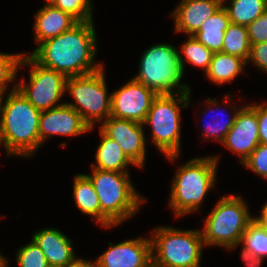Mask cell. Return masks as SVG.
Listing matches in <instances>:
<instances>
[{
  "label": "cell",
  "instance_id": "1",
  "mask_svg": "<svg viewBox=\"0 0 267 267\" xmlns=\"http://www.w3.org/2000/svg\"><path fill=\"white\" fill-rule=\"evenodd\" d=\"M93 21L78 22L70 30L40 43L29 55L41 66L66 77L100 70L96 63L97 36Z\"/></svg>",
  "mask_w": 267,
  "mask_h": 267
},
{
  "label": "cell",
  "instance_id": "2",
  "mask_svg": "<svg viewBox=\"0 0 267 267\" xmlns=\"http://www.w3.org/2000/svg\"><path fill=\"white\" fill-rule=\"evenodd\" d=\"M10 90L0 117L7 150L14 156L32 157L40 147L41 112L17 89V83Z\"/></svg>",
  "mask_w": 267,
  "mask_h": 267
},
{
  "label": "cell",
  "instance_id": "3",
  "mask_svg": "<svg viewBox=\"0 0 267 267\" xmlns=\"http://www.w3.org/2000/svg\"><path fill=\"white\" fill-rule=\"evenodd\" d=\"M219 156L192 158L181 165L172 180L169 207L175 217L197 212L216 181Z\"/></svg>",
  "mask_w": 267,
  "mask_h": 267
},
{
  "label": "cell",
  "instance_id": "4",
  "mask_svg": "<svg viewBox=\"0 0 267 267\" xmlns=\"http://www.w3.org/2000/svg\"><path fill=\"white\" fill-rule=\"evenodd\" d=\"M138 74L133 77L156 95L190 93L183 82L184 73L179 51L172 44L157 43L146 49L139 61ZM176 88V89H175Z\"/></svg>",
  "mask_w": 267,
  "mask_h": 267
},
{
  "label": "cell",
  "instance_id": "5",
  "mask_svg": "<svg viewBox=\"0 0 267 267\" xmlns=\"http://www.w3.org/2000/svg\"><path fill=\"white\" fill-rule=\"evenodd\" d=\"M254 219L241 196L225 195L216 202L200 229L205 246L232 250L240 245L242 235Z\"/></svg>",
  "mask_w": 267,
  "mask_h": 267
},
{
  "label": "cell",
  "instance_id": "6",
  "mask_svg": "<svg viewBox=\"0 0 267 267\" xmlns=\"http://www.w3.org/2000/svg\"><path fill=\"white\" fill-rule=\"evenodd\" d=\"M85 175L95 188L101 212L116 226L135 215L146 201L131 183L129 173L92 168V174Z\"/></svg>",
  "mask_w": 267,
  "mask_h": 267
},
{
  "label": "cell",
  "instance_id": "7",
  "mask_svg": "<svg viewBox=\"0 0 267 267\" xmlns=\"http://www.w3.org/2000/svg\"><path fill=\"white\" fill-rule=\"evenodd\" d=\"M190 93L157 95L152 101L144 125H150L152 142L173 162L181 153V108L190 103Z\"/></svg>",
  "mask_w": 267,
  "mask_h": 267
},
{
  "label": "cell",
  "instance_id": "8",
  "mask_svg": "<svg viewBox=\"0 0 267 267\" xmlns=\"http://www.w3.org/2000/svg\"><path fill=\"white\" fill-rule=\"evenodd\" d=\"M151 233L152 260L164 267H200L204 241L200 230L160 226Z\"/></svg>",
  "mask_w": 267,
  "mask_h": 267
},
{
  "label": "cell",
  "instance_id": "9",
  "mask_svg": "<svg viewBox=\"0 0 267 267\" xmlns=\"http://www.w3.org/2000/svg\"><path fill=\"white\" fill-rule=\"evenodd\" d=\"M104 68L66 79L65 92H69L75 103H65L74 108L90 128L111 116L112 95L107 94Z\"/></svg>",
  "mask_w": 267,
  "mask_h": 267
},
{
  "label": "cell",
  "instance_id": "10",
  "mask_svg": "<svg viewBox=\"0 0 267 267\" xmlns=\"http://www.w3.org/2000/svg\"><path fill=\"white\" fill-rule=\"evenodd\" d=\"M24 53L19 67L31 66L29 82H17V89L40 112L59 107L66 90L67 77L55 70L41 66L29 54ZM59 103V104H58Z\"/></svg>",
  "mask_w": 267,
  "mask_h": 267
},
{
  "label": "cell",
  "instance_id": "11",
  "mask_svg": "<svg viewBox=\"0 0 267 267\" xmlns=\"http://www.w3.org/2000/svg\"><path fill=\"white\" fill-rule=\"evenodd\" d=\"M111 116L144 123L152 101L157 96L134 78L111 93Z\"/></svg>",
  "mask_w": 267,
  "mask_h": 267
},
{
  "label": "cell",
  "instance_id": "12",
  "mask_svg": "<svg viewBox=\"0 0 267 267\" xmlns=\"http://www.w3.org/2000/svg\"><path fill=\"white\" fill-rule=\"evenodd\" d=\"M144 124L132 120L109 116L101 123L99 129L109 138L115 140L124 154L142 168L146 161V140Z\"/></svg>",
  "mask_w": 267,
  "mask_h": 267
},
{
  "label": "cell",
  "instance_id": "13",
  "mask_svg": "<svg viewBox=\"0 0 267 267\" xmlns=\"http://www.w3.org/2000/svg\"><path fill=\"white\" fill-rule=\"evenodd\" d=\"M221 144L234 154H238L241 163L257 148L260 140L254 103L239 109L233 126Z\"/></svg>",
  "mask_w": 267,
  "mask_h": 267
},
{
  "label": "cell",
  "instance_id": "14",
  "mask_svg": "<svg viewBox=\"0 0 267 267\" xmlns=\"http://www.w3.org/2000/svg\"><path fill=\"white\" fill-rule=\"evenodd\" d=\"M93 127L83 120L82 116L66 103L46 111H41L39 119L40 147L52 136H79L90 132Z\"/></svg>",
  "mask_w": 267,
  "mask_h": 267
},
{
  "label": "cell",
  "instance_id": "15",
  "mask_svg": "<svg viewBox=\"0 0 267 267\" xmlns=\"http://www.w3.org/2000/svg\"><path fill=\"white\" fill-rule=\"evenodd\" d=\"M109 248L96 259L98 267H147L152 261L151 237H138Z\"/></svg>",
  "mask_w": 267,
  "mask_h": 267
},
{
  "label": "cell",
  "instance_id": "16",
  "mask_svg": "<svg viewBox=\"0 0 267 267\" xmlns=\"http://www.w3.org/2000/svg\"><path fill=\"white\" fill-rule=\"evenodd\" d=\"M222 5V0H181L171 16L175 32L193 36Z\"/></svg>",
  "mask_w": 267,
  "mask_h": 267
},
{
  "label": "cell",
  "instance_id": "17",
  "mask_svg": "<svg viewBox=\"0 0 267 267\" xmlns=\"http://www.w3.org/2000/svg\"><path fill=\"white\" fill-rule=\"evenodd\" d=\"M49 266L68 267L75 259L72 240L57 228H45L32 235Z\"/></svg>",
  "mask_w": 267,
  "mask_h": 267
},
{
  "label": "cell",
  "instance_id": "18",
  "mask_svg": "<svg viewBox=\"0 0 267 267\" xmlns=\"http://www.w3.org/2000/svg\"><path fill=\"white\" fill-rule=\"evenodd\" d=\"M34 16V39L38 45L70 30L78 23L74 17L54 5L45 4Z\"/></svg>",
  "mask_w": 267,
  "mask_h": 267
},
{
  "label": "cell",
  "instance_id": "19",
  "mask_svg": "<svg viewBox=\"0 0 267 267\" xmlns=\"http://www.w3.org/2000/svg\"><path fill=\"white\" fill-rule=\"evenodd\" d=\"M73 197L76 207L85 215H90L96 224L104 228L115 225L101 212L100 202L95 188L85 174H77L73 180Z\"/></svg>",
  "mask_w": 267,
  "mask_h": 267
},
{
  "label": "cell",
  "instance_id": "20",
  "mask_svg": "<svg viewBox=\"0 0 267 267\" xmlns=\"http://www.w3.org/2000/svg\"><path fill=\"white\" fill-rule=\"evenodd\" d=\"M101 141L95 153V162L92 168L105 171L128 173V166L135 165L123 152L119 144L106 136L99 129Z\"/></svg>",
  "mask_w": 267,
  "mask_h": 267
},
{
  "label": "cell",
  "instance_id": "21",
  "mask_svg": "<svg viewBox=\"0 0 267 267\" xmlns=\"http://www.w3.org/2000/svg\"><path fill=\"white\" fill-rule=\"evenodd\" d=\"M229 24L228 13L223 5H221L193 36L209 50L221 52L225 30Z\"/></svg>",
  "mask_w": 267,
  "mask_h": 267
},
{
  "label": "cell",
  "instance_id": "22",
  "mask_svg": "<svg viewBox=\"0 0 267 267\" xmlns=\"http://www.w3.org/2000/svg\"><path fill=\"white\" fill-rule=\"evenodd\" d=\"M245 66L247 61L239 56L214 52L205 75L209 81L221 86L235 80L241 72H244Z\"/></svg>",
  "mask_w": 267,
  "mask_h": 267
},
{
  "label": "cell",
  "instance_id": "23",
  "mask_svg": "<svg viewBox=\"0 0 267 267\" xmlns=\"http://www.w3.org/2000/svg\"><path fill=\"white\" fill-rule=\"evenodd\" d=\"M222 5L226 9L230 23L247 27L267 10V0H230V6Z\"/></svg>",
  "mask_w": 267,
  "mask_h": 267
},
{
  "label": "cell",
  "instance_id": "24",
  "mask_svg": "<svg viewBox=\"0 0 267 267\" xmlns=\"http://www.w3.org/2000/svg\"><path fill=\"white\" fill-rule=\"evenodd\" d=\"M251 44L245 26L230 23L225 30L222 53L239 56L248 62Z\"/></svg>",
  "mask_w": 267,
  "mask_h": 267
},
{
  "label": "cell",
  "instance_id": "25",
  "mask_svg": "<svg viewBox=\"0 0 267 267\" xmlns=\"http://www.w3.org/2000/svg\"><path fill=\"white\" fill-rule=\"evenodd\" d=\"M180 51L182 54L179 52V59L184 74L185 61L195 67L203 68L204 72H207L214 52L206 48L194 36L189 35V38L181 45Z\"/></svg>",
  "mask_w": 267,
  "mask_h": 267
},
{
  "label": "cell",
  "instance_id": "26",
  "mask_svg": "<svg viewBox=\"0 0 267 267\" xmlns=\"http://www.w3.org/2000/svg\"><path fill=\"white\" fill-rule=\"evenodd\" d=\"M206 101H207L206 103L208 104L207 105L208 106V112L212 111V109H214V108L217 110L219 109L218 103H220V102L217 101L216 99L208 98ZM213 106H214V108H213ZM231 108H232L231 109L232 111H234V110L235 111L231 113L232 114L231 116L228 115L229 117L227 116V120H225L224 122L220 118L219 119L221 120V122H219L220 120H218L215 116L213 119L214 122L212 121L211 124L209 122L204 124L205 129L201 135L204 139H209V137H210V139L212 138L213 140H217L220 143H222L225 140V137H226L228 131L233 126L235 119H236V116H237V113L241 107L237 108L236 105H233V107H231ZM218 115H220V114H218Z\"/></svg>",
  "mask_w": 267,
  "mask_h": 267
},
{
  "label": "cell",
  "instance_id": "27",
  "mask_svg": "<svg viewBox=\"0 0 267 267\" xmlns=\"http://www.w3.org/2000/svg\"><path fill=\"white\" fill-rule=\"evenodd\" d=\"M250 250L254 255L267 257V230L253 219L242 235L240 244Z\"/></svg>",
  "mask_w": 267,
  "mask_h": 267
},
{
  "label": "cell",
  "instance_id": "28",
  "mask_svg": "<svg viewBox=\"0 0 267 267\" xmlns=\"http://www.w3.org/2000/svg\"><path fill=\"white\" fill-rule=\"evenodd\" d=\"M24 53H1L0 52V90H8V83L17 79V72Z\"/></svg>",
  "mask_w": 267,
  "mask_h": 267
},
{
  "label": "cell",
  "instance_id": "29",
  "mask_svg": "<svg viewBox=\"0 0 267 267\" xmlns=\"http://www.w3.org/2000/svg\"><path fill=\"white\" fill-rule=\"evenodd\" d=\"M92 0H55L52 4L70 14L78 22L93 21Z\"/></svg>",
  "mask_w": 267,
  "mask_h": 267
},
{
  "label": "cell",
  "instance_id": "30",
  "mask_svg": "<svg viewBox=\"0 0 267 267\" xmlns=\"http://www.w3.org/2000/svg\"><path fill=\"white\" fill-rule=\"evenodd\" d=\"M16 262L19 267H49L44 253L33 240L18 249Z\"/></svg>",
  "mask_w": 267,
  "mask_h": 267
},
{
  "label": "cell",
  "instance_id": "31",
  "mask_svg": "<svg viewBox=\"0 0 267 267\" xmlns=\"http://www.w3.org/2000/svg\"><path fill=\"white\" fill-rule=\"evenodd\" d=\"M242 164L254 174L267 180V144L260 143Z\"/></svg>",
  "mask_w": 267,
  "mask_h": 267
},
{
  "label": "cell",
  "instance_id": "32",
  "mask_svg": "<svg viewBox=\"0 0 267 267\" xmlns=\"http://www.w3.org/2000/svg\"><path fill=\"white\" fill-rule=\"evenodd\" d=\"M246 28L251 45L267 42V10Z\"/></svg>",
  "mask_w": 267,
  "mask_h": 267
},
{
  "label": "cell",
  "instance_id": "33",
  "mask_svg": "<svg viewBox=\"0 0 267 267\" xmlns=\"http://www.w3.org/2000/svg\"><path fill=\"white\" fill-rule=\"evenodd\" d=\"M253 63L259 70L267 73V42L252 44L248 62Z\"/></svg>",
  "mask_w": 267,
  "mask_h": 267
},
{
  "label": "cell",
  "instance_id": "34",
  "mask_svg": "<svg viewBox=\"0 0 267 267\" xmlns=\"http://www.w3.org/2000/svg\"><path fill=\"white\" fill-rule=\"evenodd\" d=\"M258 118V135L261 144H267V102L255 104Z\"/></svg>",
  "mask_w": 267,
  "mask_h": 267
},
{
  "label": "cell",
  "instance_id": "35",
  "mask_svg": "<svg viewBox=\"0 0 267 267\" xmlns=\"http://www.w3.org/2000/svg\"><path fill=\"white\" fill-rule=\"evenodd\" d=\"M241 258L248 267H261V264L265 259L263 257L254 255L250 250L246 249L244 246H242Z\"/></svg>",
  "mask_w": 267,
  "mask_h": 267
},
{
  "label": "cell",
  "instance_id": "36",
  "mask_svg": "<svg viewBox=\"0 0 267 267\" xmlns=\"http://www.w3.org/2000/svg\"><path fill=\"white\" fill-rule=\"evenodd\" d=\"M68 267H98L96 260H84L83 258H76Z\"/></svg>",
  "mask_w": 267,
  "mask_h": 267
},
{
  "label": "cell",
  "instance_id": "37",
  "mask_svg": "<svg viewBox=\"0 0 267 267\" xmlns=\"http://www.w3.org/2000/svg\"><path fill=\"white\" fill-rule=\"evenodd\" d=\"M254 219L264 228L267 230V202L263 205L260 216L254 217Z\"/></svg>",
  "mask_w": 267,
  "mask_h": 267
},
{
  "label": "cell",
  "instance_id": "38",
  "mask_svg": "<svg viewBox=\"0 0 267 267\" xmlns=\"http://www.w3.org/2000/svg\"><path fill=\"white\" fill-rule=\"evenodd\" d=\"M1 144L4 146V149L7 151V156H13L8 150H7V146H6V143H5V140H4V136H3V133H2V130H1V127H0V146Z\"/></svg>",
  "mask_w": 267,
  "mask_h": 267
},
{
  "label": "cell",
  "instance_id": "39",
  "mask_svg": "<svg viewBox=\"0 0 267 267\" xmlns=\"http://www.w3.org/2000/svg\"><path fill=\"white\" fill-rule=\"evenodd\" d=\"M8 260L0 253V267H8Z\"/></svg>",
  "mask_w": 267,
  "mask_h": 267
},
{
  "label": "cell",
  "instance_id": "40",
  "mask_svg": "<svg viewBox=\"0 0 267 267\" xmlns=\"http://www.w3.org/2000/svg\"><path fill=\"white\" fill-rule=\"evenodd\" d=\"M5 92L6 91L0 90V117H1V112H2V109H3V102H4L3 96H4Z\"/></svg>",
  "mask_w": 267,
  "mask_h": 267
},
{
  "label": "cell",
  "instance_id": "41",
  "mask_svg": "<svg viewBox=\"0 0 267 267\" xmlns=\"http://www.w3.org/2000/svg\"><path fill=\"white\" fill-rule=\"evenodd\" d=\"M147 267H164L161 265L156 264L153 260L147 265Z\"/></svg>",
  "mask_w": 267,
  "mask_h": 267
},
{
  "label": "cell",
  "instance_id": "42",
  "mask_svg": "<svg viewBox=\"0 0 267 267\" xmlns=\"http://www.w3.org/2000/svg\"><path fill=\"white\" fill-rule=\"evenodd\" d=\"M47 1V5H52L54 2H55V0H46Z\"/></svg>",
  "mask_w": 267,
  "mask_h": 267
}]
</instances>
